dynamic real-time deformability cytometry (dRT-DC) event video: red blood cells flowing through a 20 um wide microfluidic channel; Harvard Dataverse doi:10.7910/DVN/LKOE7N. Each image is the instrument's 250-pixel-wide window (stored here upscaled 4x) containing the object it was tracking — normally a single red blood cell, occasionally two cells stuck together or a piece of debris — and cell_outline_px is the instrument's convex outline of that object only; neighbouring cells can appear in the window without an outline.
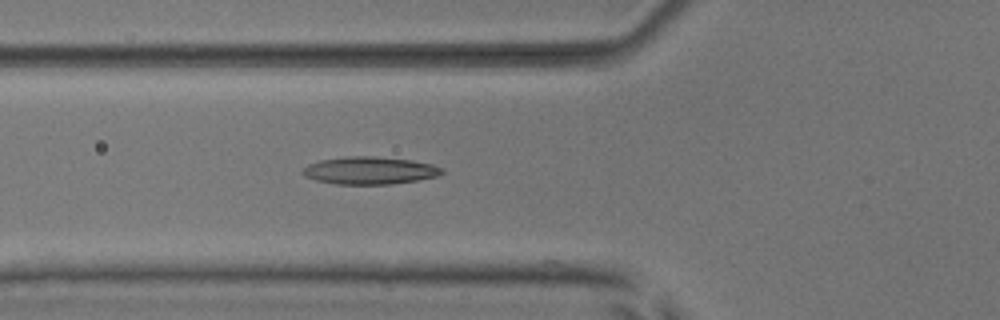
{"species": "common noctule bat (a hibernating species)", "species_latin": "Nyctalus noctula", "temperature_condition": "room temperature", "stored_images_in_passage": 39, "camera_frame_rate_fps": 3000, "um_per_image_px": 0.085, "animal": {"sex": "male", "body_mass_g": 17.9, "forearm_length_mm": 54.2}, "frame": {"image": 1, "passage_image": 6, "time_ms": 1.667, "image_size_px": [1000, 320], "cell_outline_px": [[444, 172], [436, 176], [416, 180], [388, 184], [336, 184], [316, 180], [304, 176], [300, 172], [308, 164], [320, 160], [344, 156], [372, 156], [412, 160], [432, 164], [444, 168]], "centroid_in_image_um": [31.4, 14.48], "position_along_channel_um": 94.4, "area_um2": 22.31}}
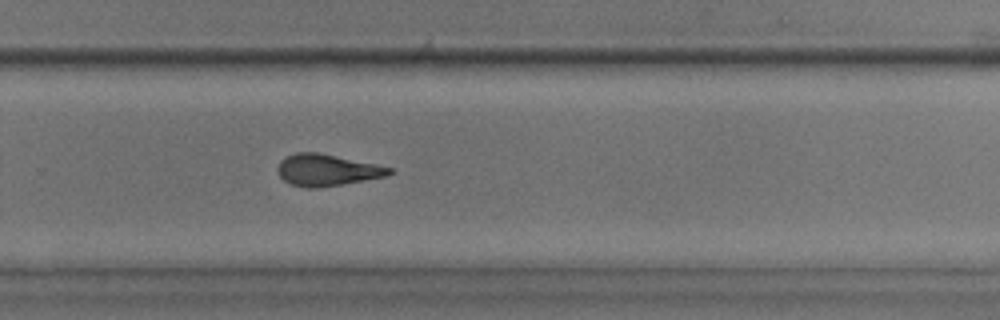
{"frame": {"image": 2, "passage_image": 22, "time_ms": 7.0, "image_size_px": [1000, 320], "cell_outline_px": [[392, 172], [388, 176], [320, 188], [308, 188], [292, 184], [284, 180], [280, 176], [280, 160], [296, 152], [320, 152], [376, 164], [392, 168]], "centroid_in_image_um": [27.84, 14.45], "position_along_channel_um": 302.0, "area_um2": 20.4}}
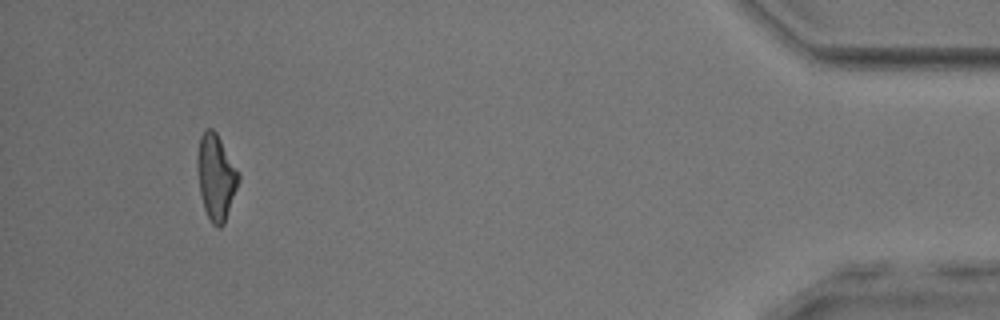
{"frame": {"image": 3, "passage_image": 36, "time_ms": 11.667, "image_size_px": [1000, 320], "cell_outline_px": [[240, 180], [224, 224], [220, 228], [216, 228], [212, 224], [204, 208], [200, 192], [196, 164], [196, 160], [200, 136], [208, 128], [212, 128], [216, 132], [240, 172]], "centroid_in_image_um": [18.37, 15.05], "position_along_channel_um": 416.8, "area_um2": 20.69}, "authors_computed_cell_mechanics": {"area_um2": 20.4612, "velocity_mm_per_s": 3.897, "shape_relaxation_time_tau1_ms": null, "shape_relaxation_time_tau2_ms": 2.4633, "deformation_change_tau1": null, "deformation_change_tau2": 0.1165}}